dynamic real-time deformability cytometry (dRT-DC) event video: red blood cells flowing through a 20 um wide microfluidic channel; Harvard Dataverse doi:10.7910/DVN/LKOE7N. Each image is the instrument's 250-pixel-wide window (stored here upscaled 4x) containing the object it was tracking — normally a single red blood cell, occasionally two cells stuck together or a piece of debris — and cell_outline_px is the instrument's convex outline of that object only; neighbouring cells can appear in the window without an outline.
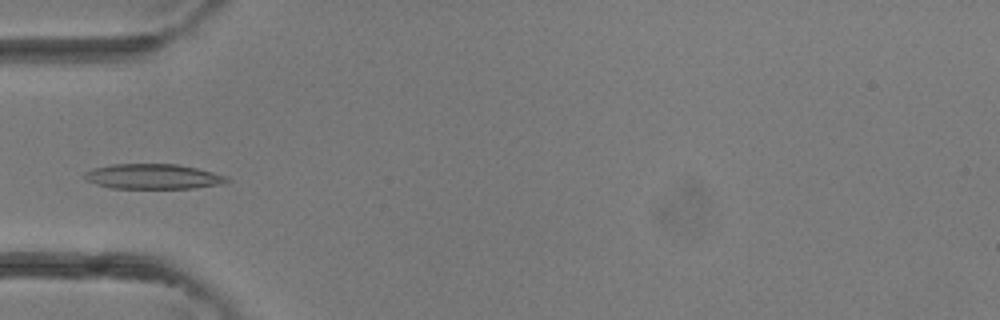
{"species": "common noctule bat (a hibernating species)", "species_latin": "Nyctalus noctula", "temperature_condition": "room temperature", "stored_images_in_passage": 4, "camera_frame_rate_fps": 3000, "um_per_image_px": 0.085, "animal": {"sex": "female"}, "frame": {"image": 1, "passage_image": 4, "time_ms": 1.0, "image_size_px": [1000, 320], "cell_outline_px": [[228, 180], [220, 184], [192, 188], [112, 188], [96, 184], [84, 180], [84, 172], [92, 168], [112, 164], [176, 164], [196, 168], [228, 176]], "centroid_in_image_um": [12.95, 15.0], "position_along_channel_um": 72.1, "area_um2": 20.69}}